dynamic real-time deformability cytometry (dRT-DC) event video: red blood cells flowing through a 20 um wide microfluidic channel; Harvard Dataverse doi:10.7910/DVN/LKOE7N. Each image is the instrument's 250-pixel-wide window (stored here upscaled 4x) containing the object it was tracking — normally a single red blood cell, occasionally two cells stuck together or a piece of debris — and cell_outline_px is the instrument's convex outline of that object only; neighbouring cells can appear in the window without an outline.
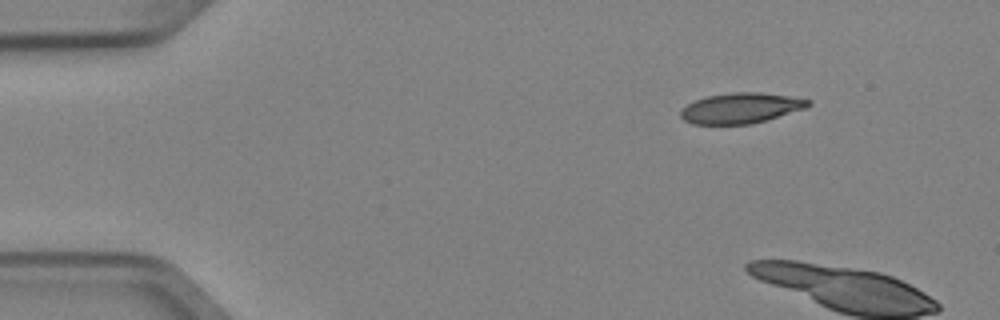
{"species": "Egyptian fruit bat (a non-hibernating species)", "species_latin": "Rousettus aegyptiacus", "temperature_condition": "cold", "stored_images_in_passage": 4, "segment_of_instrument_passage": [2, 2], "camera_frame_rate_fps": 3000, "um_per_image_px": 0.085, "animal": {"sex": "female"}, "frame": {"image": 1, "passage_image": 4, "time_ms": 1.0, "image_size_px": [1000, 320], "cell_outline_px": [[812, 104], [804, 108], [764, 120], [748, 124], [692, 124], [684, 120], [680, 116], [680, 112], [688, 104], [696, 100], [708, 96], [732, 92], [760, 92], [788, 96], [812, 100]], "centroid_in_image_um": [62.96, 9.18], "position_along_channel_um": 22.0, "area_um2": 22.25}}